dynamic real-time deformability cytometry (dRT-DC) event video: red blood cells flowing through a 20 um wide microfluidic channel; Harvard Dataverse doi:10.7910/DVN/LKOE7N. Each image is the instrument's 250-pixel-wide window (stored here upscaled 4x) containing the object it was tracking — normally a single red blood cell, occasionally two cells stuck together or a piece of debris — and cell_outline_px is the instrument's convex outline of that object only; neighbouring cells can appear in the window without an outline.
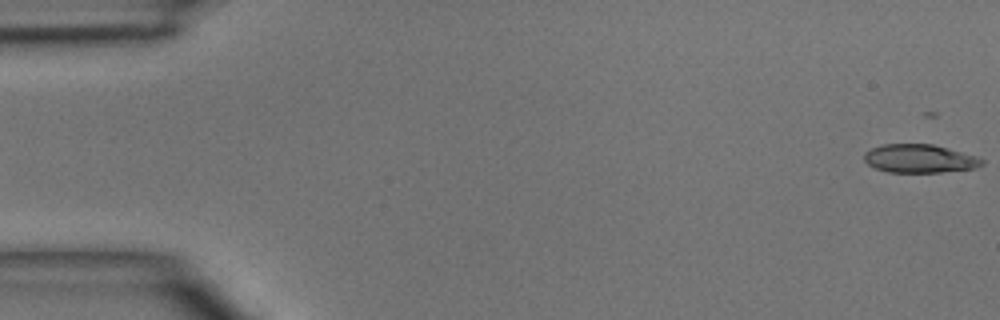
{"species": "common noctule bat (a hibernating species)", "species_latin": "Nyctalus noctula", "temperature_condition": "room temperature", "stored_images_in_passage": 4, "segment_of_instrument_passage": [2, 2], "camera_frame_rate_fps": 3000, "um_per_image_px": 0.085, "animal": {"sex": "male", "body_mass_g": 15.6}, "frame": {"image": 1, "passage_image": 4, "time_ms": 4.333, "image_size_px": [1000, 320], "cell_outline_px": [[984, 164], [976, 168], [940, 172], [888, 172], [876, 168], [868, 164], [864, 160], [864, 152], [880, 144], [932, 144], [948, 148], [976, 156], [984, 160]], "centroid_in_image_um": [78.16, 13.48], "position_along_channel_um": 6.8, "area_um2": 19.48}}